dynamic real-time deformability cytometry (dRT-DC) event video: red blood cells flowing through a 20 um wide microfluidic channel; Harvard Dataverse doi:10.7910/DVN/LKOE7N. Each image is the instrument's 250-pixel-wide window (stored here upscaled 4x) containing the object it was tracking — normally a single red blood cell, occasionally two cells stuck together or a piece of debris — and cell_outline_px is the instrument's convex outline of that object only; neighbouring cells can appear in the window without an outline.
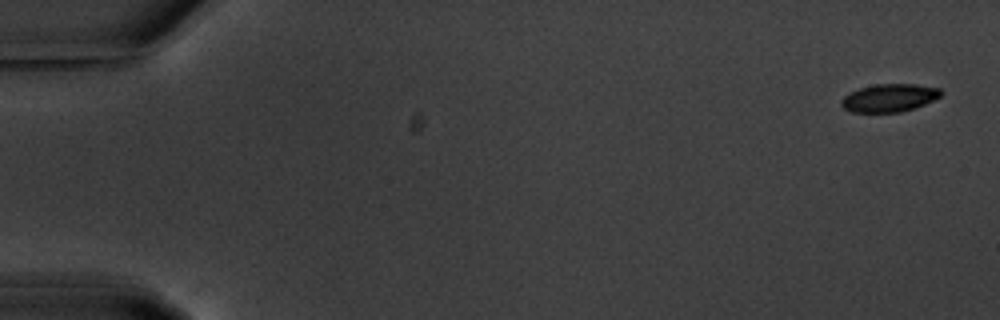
{"species": "common noctule bat (a hibernating species)", "species_latin": "Nyctalus noctula", "temperature_condition": "warm", "stored_images_in_passage": 11, "camera_frame_rate_fps": 3000, "um_per_image_px": 0.085, "animal": {"sex": "male", "body_mass_g": 20.1, "forearm_length_mm": 53.5}, "frame": {"image": 1, "passage_image": 1, "time_ms": 0.0, "image_size_px": [1000, 320], "cell_outline_px": [[944, 92], [940, 96], [924, 104], [900, 112], [852, 112], [844, 108], [840, 104], [840, 100], [844, 96], [860, 88], [876, 84], [916, 84], [940, 88]], "centroid_in_image_um": [75.59, 8.31], "position_along_channel_um": 9.4, "area_um2": 16.07}}
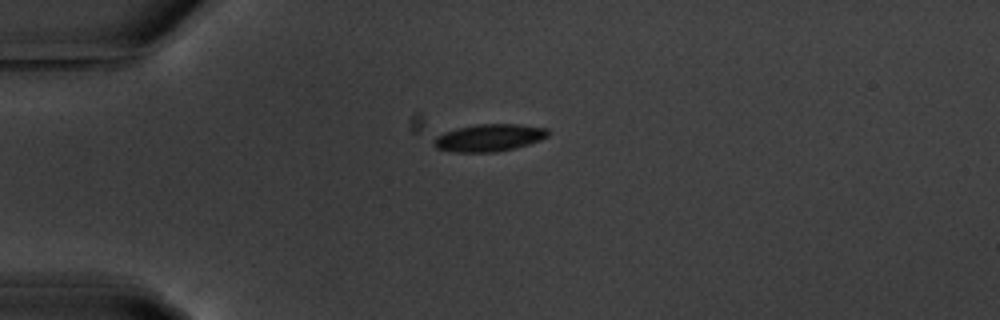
{"frame": {"image": 2, "passage_image": 4, "time_ms": 4.333, "image_size_px": [1000, 320], "cell_outline_px": [[548, 136], [540, 140], [528, 144], [496, 152], [452, 152], [436, 148], [432, 144], [432, 140], [436, 136], [444, 132], [456, 128], [476, 124], [520, 124], [548, 128]], "centroid_in_image_um": [41.53, 11.7], "position_along_channel_um": 43.5, "area_um2": 18.26}}